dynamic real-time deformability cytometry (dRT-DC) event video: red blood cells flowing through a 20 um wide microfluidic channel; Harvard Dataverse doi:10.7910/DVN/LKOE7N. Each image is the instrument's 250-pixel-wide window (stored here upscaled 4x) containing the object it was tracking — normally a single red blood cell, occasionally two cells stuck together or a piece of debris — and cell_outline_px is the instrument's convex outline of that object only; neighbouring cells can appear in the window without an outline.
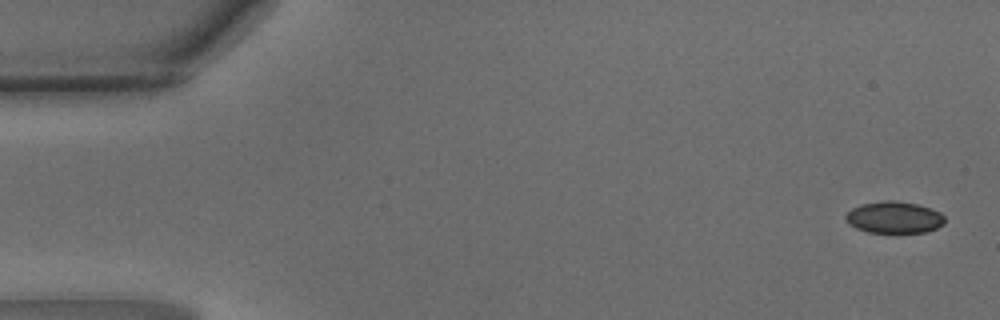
{"species": "common noctule bat (a hibernating species)", "species_latin": "Nyctalus noctula", "temperature_condition": "warm", "stored_images_in_passage": 9, "segment_of_instrument_passage": [2, 2], "camera_frame_rate_fps": 3000, "um_per_image_px": 0.085, "animal": {"sex": "male", "body_mass_g": 15.6}, "frame": {"image": 1, "passage_image": 9, "time_ms": 2.667, "image_size_px": [1000, 320], "cell_outline_px": [[944, 224], [928, 232], [896, 236], [868, 232], [856, 228], [848, 224], [844, 220], [844, 216], [852, 208], [860, 204], [884, 200], [896, 200], [916, 204], [940, 212], [944, 216]], "centroid_in_image_um": [75.98, 18.53], "position_along_channel_um": 9.0, "area_um2": 19.25}}